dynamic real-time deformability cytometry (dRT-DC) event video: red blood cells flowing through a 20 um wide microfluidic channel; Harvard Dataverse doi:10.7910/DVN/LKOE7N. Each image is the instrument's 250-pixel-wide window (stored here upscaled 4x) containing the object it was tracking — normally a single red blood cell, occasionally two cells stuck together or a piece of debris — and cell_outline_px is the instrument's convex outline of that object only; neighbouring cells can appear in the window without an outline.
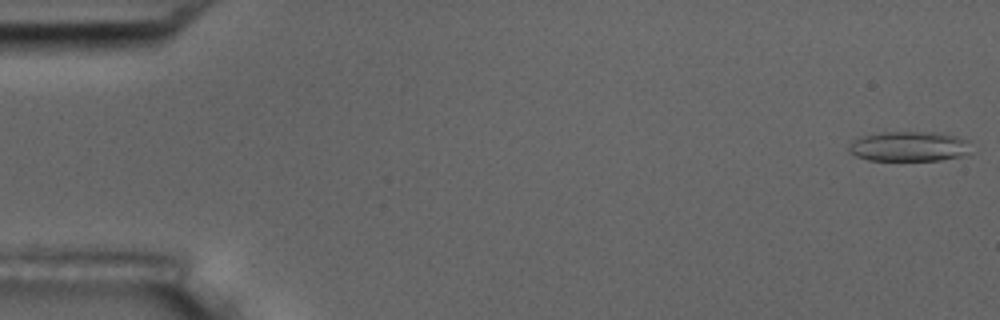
{"species": "common noctule bat (a hibernating species)", "species_latin": "Nyctalus noctula", "temperature_condition": "room temperature", "stored_images_in_passage": 4, "camera_frame_rate_fps": 3000, "um_per_image_px": 0.085, "animal": {"sex": "male", "body_mass_g": 17.5, "forearm_length_mm": 52.3}, "frame": {"image": 1, "passage_image": 1, "time_ms": 0.0, "image_size_px": [1000, 320], "cell_outline_px": [[968, 152], [960, 156], [940, 160], [868, 160], [856, 156], [848, 152], [848, 148], [852, 140], [864, 136], [884, 132], [932, 132], [956, 136], [968, 140]], "centroid_in_image_um": [77.22, 12.44], "position_along_channel_um": 7.8, "area_um2": 21.1}}